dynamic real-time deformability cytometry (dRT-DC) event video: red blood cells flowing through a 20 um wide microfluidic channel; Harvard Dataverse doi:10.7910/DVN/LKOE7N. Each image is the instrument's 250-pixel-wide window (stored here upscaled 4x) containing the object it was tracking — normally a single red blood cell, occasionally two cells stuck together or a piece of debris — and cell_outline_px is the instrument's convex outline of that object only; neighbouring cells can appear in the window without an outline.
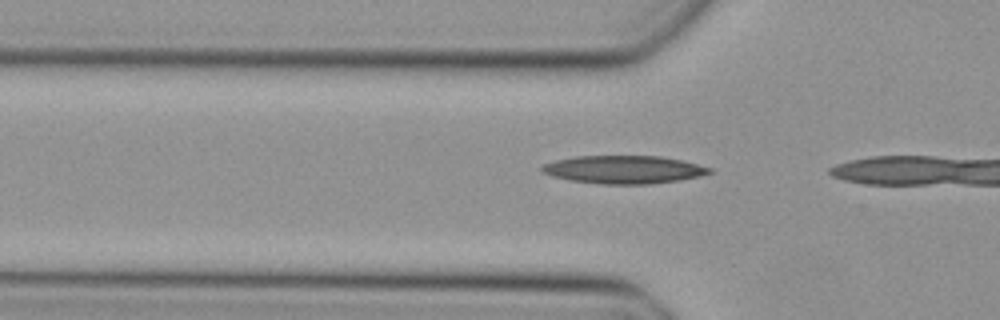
{"species": "Egyptian fruit bat (a non-hibernating species)", "species_latin": "Rousettus aegyptiacus", "temperature_condition": "cold", "stored_images_in_passage": 7, "camera_frame_rate_fps": 3000, "um_per_image_px": 0.085, "animal": {"sex": "female"}, "frame": {"image": 1, "passage_image": 3, "time_ms": 0.667, "image_size_px": [1000, 320], "cell_outline_px": [[712, 172], [680, 180], [648, 184], [600, 184], [568, 180], [552, 176], [544, 172], [540, 168], [544, 164], [556, 160], [576, 156], [660, 156], [680, 160], [712, 168]], "centroid_in_image_um": [52.98, 14.41], "position_along_channel_um": 72.8, "area_um2": 27.11}}
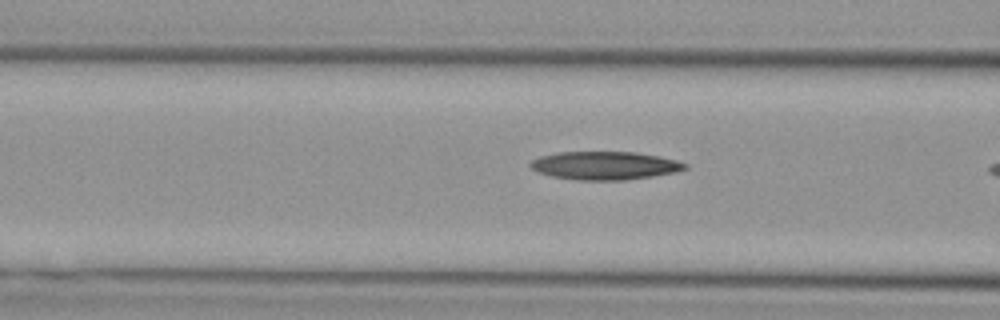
{"frame": {"image": 2, "passage_image": 6, "time_ms": 1.667, "image_size_px": [1000, 320], "cell_outline_px": [[688, 168], [676, 172], [652, 176], [624, 180], [576, 180], [552, 176], [540, 172], [532, 168], [528, 164], [532, 160], [540, 156], [556, 152], [636, 152], [660, 156], [676, 160], [688, 164]], "centroid_in_image_um": [51.43, 14.07], "position_along_channel_um": 115.2, "area_um2": 25.43}}